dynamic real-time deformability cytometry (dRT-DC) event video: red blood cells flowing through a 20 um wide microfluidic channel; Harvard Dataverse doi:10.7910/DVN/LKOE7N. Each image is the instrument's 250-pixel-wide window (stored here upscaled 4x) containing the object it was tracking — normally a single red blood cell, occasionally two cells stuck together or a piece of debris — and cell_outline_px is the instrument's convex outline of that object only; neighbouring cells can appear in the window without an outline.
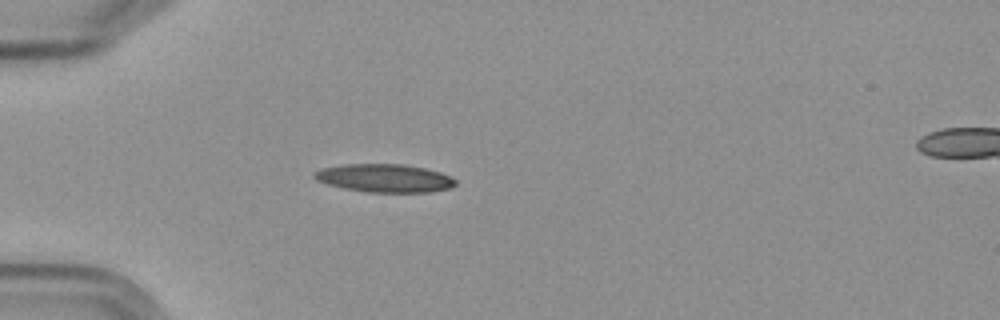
{"species": "Egyptian fruit bat (a non-hibernating species)", "species_latin": "Rousettus aegyptiacus", "temperature_condition": "cold", "stored_images_in_passage": 4, "camera_frame_rate_fps": 3000, "um_per_image_px": 0.085, "frame": {"image": 1, "passage_image": 4, "time_ms": 3.333, "image_size_px": [1000, 320], "cell_outline_px": [[456, 184], [452, 188], [428, 192], [364, 192], [344, 188], [328, 184], [316, 180], [312, 176], [312, 172], [320, 168], [344, 164], [404, 164], [424, 168], [440, 172], [452, 176], [456, 180]], "centroid_in_image_um": [32.68, 15.14], "position_along_channel_um": 52.3, "area_um2": 23.41}}